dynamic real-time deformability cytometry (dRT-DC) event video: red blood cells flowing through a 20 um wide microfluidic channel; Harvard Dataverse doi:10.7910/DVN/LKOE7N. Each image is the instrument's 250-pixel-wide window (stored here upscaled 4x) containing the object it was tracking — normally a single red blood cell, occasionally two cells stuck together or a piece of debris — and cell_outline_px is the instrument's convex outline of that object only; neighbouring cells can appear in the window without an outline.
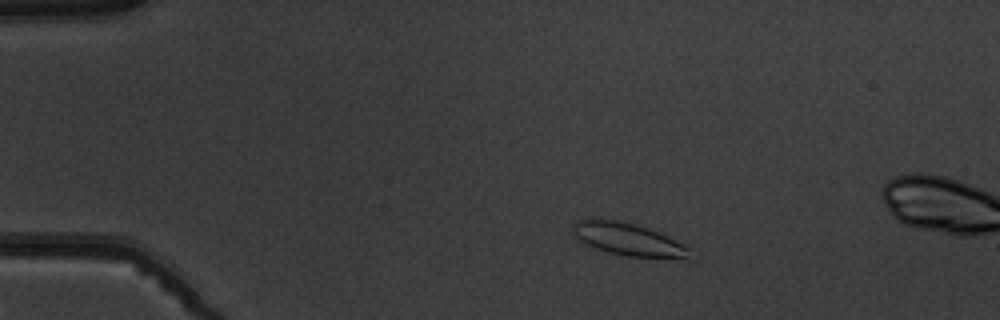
{"species": "common noctule bat (a hibernating species)", "species_latin": "Nyctalus noctula", "temperature_condition": "warm", "stored_images_in_passage": 4, "camera_frame_rate_fps": 3000, "um_per_image_px": 0.085, "animal": {"sex": "male", "body_mass_g": 19.5, "forearm_length_mm": 54.6}, "frame": {"image": 1, "passage_image": 2, "time_ms": 2.0, "image_size_px": [1000, 320], "cell_outline_px": [[692, 248], [688, 260], [628, 256], [596, 248], [584, 244], [572, 232], [572, 224], [588, 216], [600, 216], [620, 220], [636, 224], [648, 228]], "centroid_in_image_um": [53.38, 20.31], "position_along_channel_um": 31.6, "area_um2": 22.83}}